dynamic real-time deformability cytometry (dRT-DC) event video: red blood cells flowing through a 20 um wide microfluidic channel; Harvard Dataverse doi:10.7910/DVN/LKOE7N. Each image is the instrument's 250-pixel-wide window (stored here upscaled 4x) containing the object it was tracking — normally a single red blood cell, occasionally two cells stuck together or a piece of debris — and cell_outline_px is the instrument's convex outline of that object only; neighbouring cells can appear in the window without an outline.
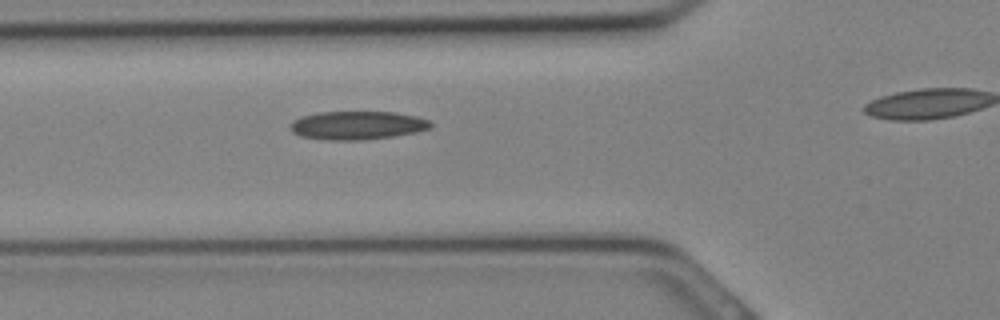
{"species": "Egyptian fruit bat (a non-hibernating species)", "species_latin": "Rousettus aegyptiacus", "temperature_condition": "cold", "stored_images_in_passage": 13, "camera_frame_rate_fps": 3000, "um_per_image_px": 0.085, "animal": {"sex": "female"}, "frame": {"image": 1, "passage_image": 8, "time_ms": 2.333, "image_size_px": [1000, 320], "cell_outline_px": [[432, 128], [416, 132], [392, 136], [360, 140], [328, 140], [300, 136], [292, 132], [288, 128], [288, 124], [292, 120], [300, 116], [320, 112], [396, 112], [416, 116], [428, 120], [432, 124]], "centroid_in_image_um": [30.32, 10.65], "position_along_channel_um": 95.5, "area_um2": 23.41}}
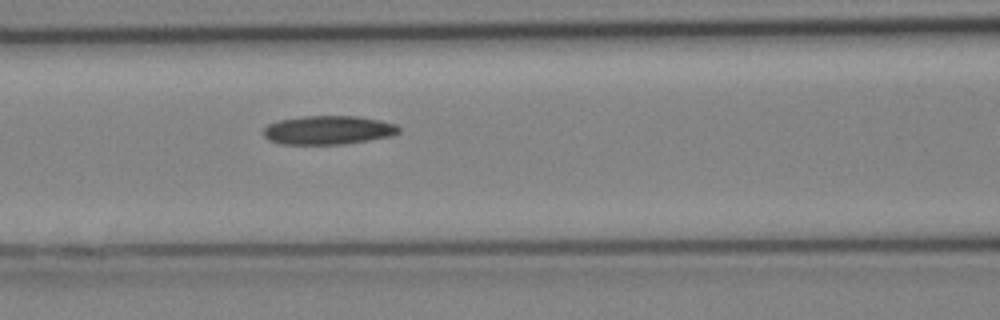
{"frame": {"image": 2, "passage_image": 10, "time_ms": 3.0, "image_size_px": [1000, 320], "cell_outline_px": [[400, 132], [392, 136], [344, 144], [280, 144], [268, 140], [264, 136], [264, 128], [268, 124], [280, 120], [304, 116], [356, 116], [380, 120], [396, 124], [400, 128]], "centroid_in_image_um": [27.91, 11.06], "position_along_channel_um": 138.7, "area_um2": 22.72}}